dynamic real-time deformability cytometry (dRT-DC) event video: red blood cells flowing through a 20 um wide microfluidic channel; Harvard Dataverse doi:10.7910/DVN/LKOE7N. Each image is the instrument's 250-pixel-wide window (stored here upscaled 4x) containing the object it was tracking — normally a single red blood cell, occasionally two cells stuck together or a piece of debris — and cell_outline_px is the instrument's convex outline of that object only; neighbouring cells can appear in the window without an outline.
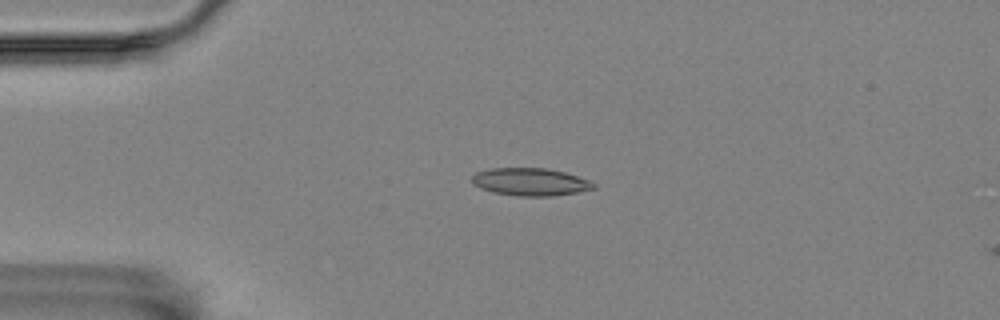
{"species": "Egyptian fruit bat (a non-hibernating species)", "species_latin": "Rousettus aegyptiacus", "temperature_condition": "room temperature", "stored_images_in_passage": 4, "camera_frame_rate_fps": 3000, "um_per_image_px": 0.085, "animal": {"sex": "female"}, "frame": {"image": 1, "passage_image": 3, "time_ms": 0.667, "image_size_px": [1000, 320], "cell_outline_px": [[596, 188], [576, 192], [552, 196], [516, 196], [492, 192], [480, 188], [472, 184], [472, 176], [476, 172], [492, 168], [544, 168], [564, 172], [588, 180], [596, 184]], "centroid_in_image_um": [45.04, 15.46], "position_along_channel_um": 40.0, "area_um2": 19.54}}